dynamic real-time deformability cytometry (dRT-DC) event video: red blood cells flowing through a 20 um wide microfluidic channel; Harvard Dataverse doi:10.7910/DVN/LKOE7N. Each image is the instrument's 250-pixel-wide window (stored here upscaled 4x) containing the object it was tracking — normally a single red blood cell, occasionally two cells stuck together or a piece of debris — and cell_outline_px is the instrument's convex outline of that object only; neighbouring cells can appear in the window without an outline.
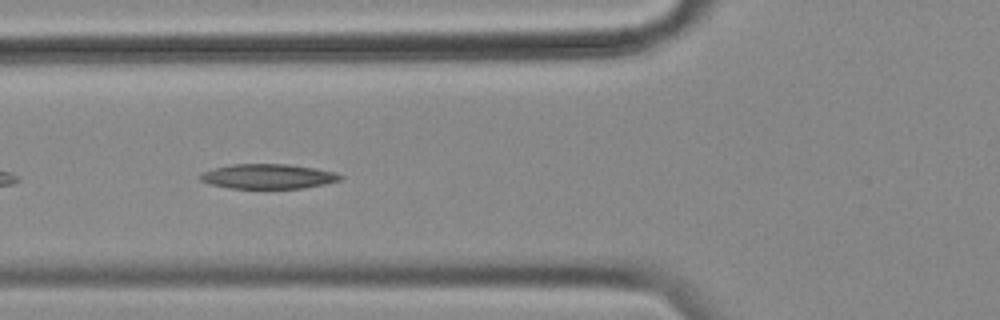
{"species": "common noctule bat (a hibernating species)", "species_latin": "Nyctalus noctula", "temperature_condition": "cold", "stored_images_in_passage": 45, "segment_of_instrument_passage": [1, 2], "camera_frame_rate_fps": 3000, "um_per_image_px": 0.085, "animal": {"sex": "female", "body_mass_g": 18.4}, "frame": {"image": 1, "passage_image": 7, "time_ms": 2.0, "image_size_px": [1000, 320], "cell_outline_px": [[344, 176], [340, 180], [324, 184], [304, 188], [232, 188], [212, 184], [200, 180], [200, 176], [204, 172], [216, 168], [232, 164], [288, 164], [316, 168], [336, 172]], "centroid_in_image_um": [22.86, 14.99], "position_along_channel_um": 102.9, "area_um2": 20.0}}
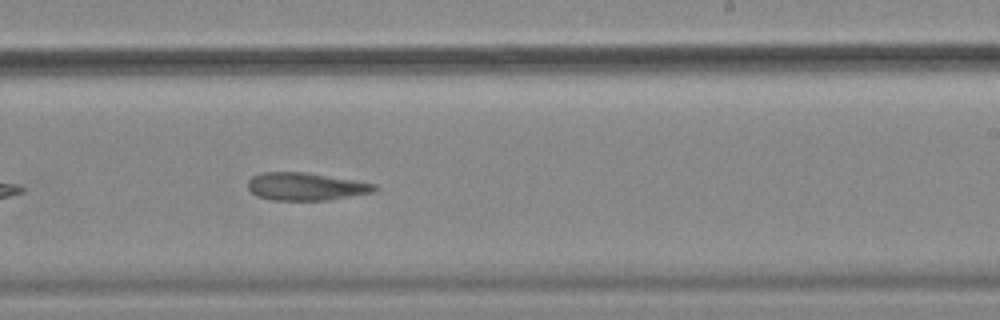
{"frame": {"image": 2, "passage_image": 21, "time_ms": 6.667, "image_size_px": [1000, 320], "cell_outline_px": [[376, 192], [328, 200], [272, 200], [256, 196], [248, 188], [248, 180], [252, 176], [260, 172], [304, 172], [376, 184]], "centroid_in_image_um": [25.96, 15.86], "position_along_channel_um": 263.0, "area_um2": 20.4}}
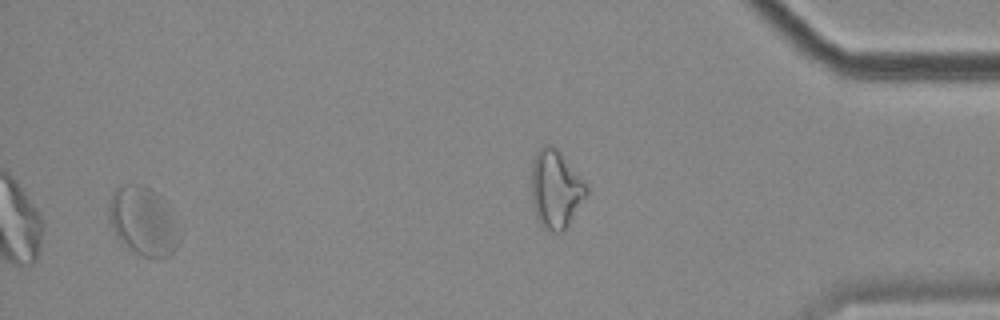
{"frame": {"image": 3, "passage_image": 42, "time_ms": 13.667, "image_size_px": [1000, 320], "cell_outline_px": [[180, 240], [176, 248], [168, 256], [156, 260], [144, 256], [136, 252], [120, 240], [116, 236], [108, 220], [108, 212], [112, 192], [120, 184], [136, 184], [148, 188], [156, 192], [172, 220]], "centroid_in_image_um": [12.09, 18.82], "position_along_channel_um": 423.1, "area_um2": 27.34}}